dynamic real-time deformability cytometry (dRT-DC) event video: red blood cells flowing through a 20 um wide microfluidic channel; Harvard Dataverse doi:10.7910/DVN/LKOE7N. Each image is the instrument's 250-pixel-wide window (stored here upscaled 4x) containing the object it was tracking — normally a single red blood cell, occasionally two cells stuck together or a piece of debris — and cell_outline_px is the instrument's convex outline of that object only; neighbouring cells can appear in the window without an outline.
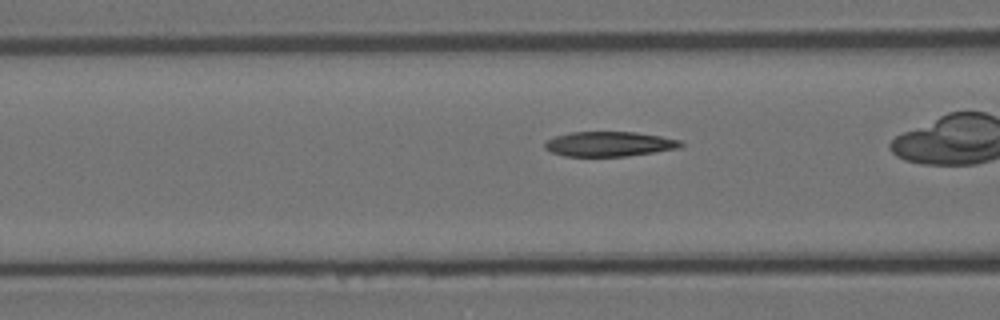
{"species": "Egyptian fruit bat (a non-hibernating species)", "species_latin": "Rousettus aegyptiacus", "temperature_condition": "room temperature", "stored_images_in_passage": 39, "camera_frame_rate_fps": 3000, "um_per_image_px": 0.085, "animal": {"sex": "female"}, "frame": {"image": 1, "passage_image": 17, "time_ms": 5.333, "image_size_px": [1000, 320], "cell_outline_px": [[684, 144], [680, 148], [628, 156], [564, 156], [552, 152], [544, 148], [544, 144], [548, 140], [556, 136], [568, 132], [636, 132], [660, 136], [680, 140]], "centroid_in_image_um": [51.79, 12.24], "position_along_channel_um": 114.8, "area_um2": 19.65}}
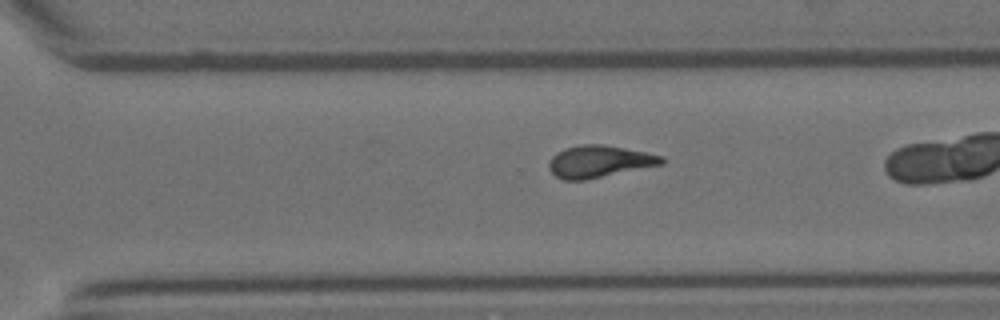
{"frame": {"image": 2, "passage_image": 34, "time_ms": 11.0, "image_size_px": [1000, 320], "cell_outline_px": [[664, 164], [584, 180], [564, 180], [556, 176], [548, 168], [548, 164], [552, 156], [556, 152], [564, 148], [584, 144], [600, 144], [644, 152], [664, 156]], "centroid_in_image_um": [50.91, 13.73], "position_along_channel_um": 319.7, "area_um2": 20.87}}